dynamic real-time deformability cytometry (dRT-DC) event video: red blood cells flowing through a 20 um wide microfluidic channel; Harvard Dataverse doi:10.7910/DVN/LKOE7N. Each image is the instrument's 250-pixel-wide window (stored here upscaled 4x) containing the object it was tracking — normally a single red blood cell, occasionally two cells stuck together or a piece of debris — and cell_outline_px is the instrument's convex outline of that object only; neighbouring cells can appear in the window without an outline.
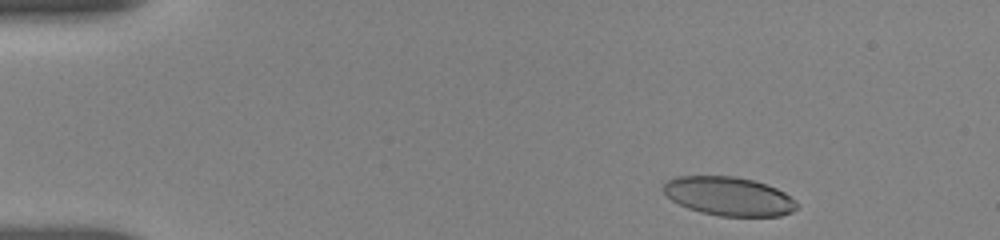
{"species": "human", "species_latin": "Homo sapiens", "temperature_condition": "room temperature", "stored_images_in_passage": 31, "camera_frame_rate_fps": 3000, "um_per_image_px": 0.085, "donor": {"sex": "female"}, "frame": {"image": 1, "passage_image": 2, "time_ms": 0.667, "image_size_px": [1000, 240], "cell_outline_px": [[800, 204], [792, 212], [780, 216], [720, 216], [700, 212], [688, 208], [672, 200], [664, 192], [664, 184], [668, 180], [676, 176], [736, 176], [752, 180], [776, 188], [784, 192], [796, 200]], "centroid_in_image_um": [61.98, 16.68], "position_along_channel_um": 23.0, "area_um2": 30.11}}
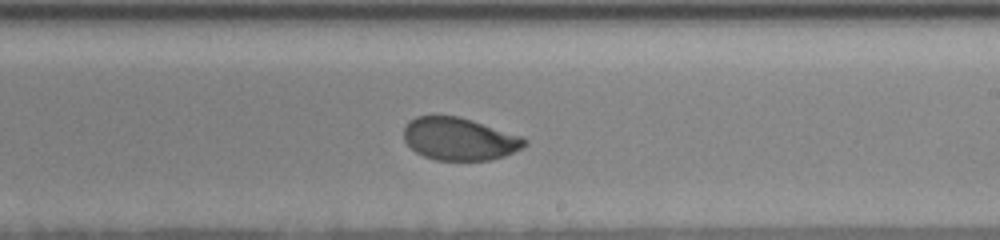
{"frame": {"image": 2, "passage_image": 18, "time_ms": 9.0, "image_size_px": [1000, 240], "cell_outline_px": [[528, 144], [524, 148], [504, 156], [488, 160], [436, 160], [424, 156], [416, 152], [404, 140], [404, 128], [408, 120], [416, 116], [460, 116], [524, 136], [528, 140]], "centroid_in_image_um": [39.09, 11.8], "position_along_channel_um": 249.9, "area_um2": 30.29}}
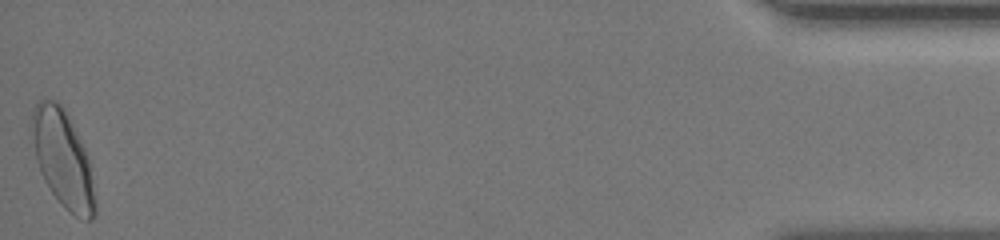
{"frame": {"image": 3, "passage_image": 31, "time_ms": 16.0, "image_size_px": [1000, 240], "cell_outline_px": [[96, 216], [92, 220], [88, 220], [76, 216], [52, 192], [44, 180], [40, 172], [36, 160], [32, 116], [32, 112], [36, 104], [44, 96], [56, 100], [64, 108], [84, 148], [88, 160], [96, 204]], "centroid_in_image_um": [5.35, 13.47], "position_along_channel_um": 429.9, "area_um2": 34.68}, "authors_computed_cell_mechanics": {"area_um2": 31.212, "velocity_mm_per_s": 3.7856, "shape_relaxation_time_tau1_ms": 3.5851, "shape_relaxation_time_tau2_ms": 0.0617, "deformation_change_tau1": 0.1328, "deformation_change_tau2": 0.0401}}